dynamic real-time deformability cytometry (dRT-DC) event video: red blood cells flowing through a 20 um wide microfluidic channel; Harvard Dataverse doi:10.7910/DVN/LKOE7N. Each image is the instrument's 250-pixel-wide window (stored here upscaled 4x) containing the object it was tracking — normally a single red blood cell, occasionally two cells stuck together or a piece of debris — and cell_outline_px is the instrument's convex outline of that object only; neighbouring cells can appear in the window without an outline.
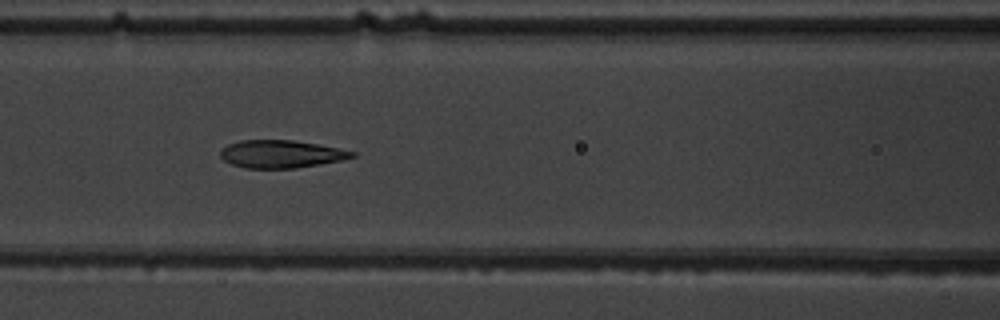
{"species": "common noctule bat (a hibernating species)", "species_latin": "Nyctalus noctula", "temperature_condition": "warm", "stored_images_in_passage": 4, "camera_frame_rate_fps": 3000, "um_per_image_px": 0.085, "animal": {"sex": "male", "body_mass_g": 19.5, "forearm_length_mm": 54.6}, "frame": {"image": 1, "passage_image": 3, "time_ms": 2.0, "image_size_px": [1000, 320], "cell_outline_px": [[356, 156], [344, 160], [296, 168], [244, 168], [232, 164], [224, 160], [220, 156], [220, 152], [228, 144], [240, 140], [292, 140], [316, 144], [356, 152]], "centroid_in_image_um": [23.89, 13.1], "position_along_channel_um": 142.7, "area_um2": 21.15}}
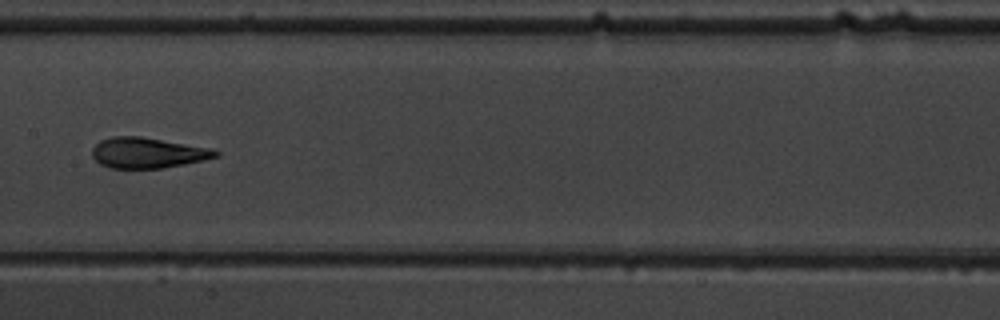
{"frame": {"image": 2, "passage_image": 4, "time_ms": 3.333, "image_size_px": [1000, 320], "cell_outline_px": [[220, 156], [204, 160], [164, 168], [108, 168], [100, 164], [92, 156], [92, 148], [100, 140], [112, 136], [140, 136], [212, 148], [220, 152]], "centroid_in_image_um": [12.56, 12.99], "position_along_channel_um": 194.8, "area_um2": 22.14}}